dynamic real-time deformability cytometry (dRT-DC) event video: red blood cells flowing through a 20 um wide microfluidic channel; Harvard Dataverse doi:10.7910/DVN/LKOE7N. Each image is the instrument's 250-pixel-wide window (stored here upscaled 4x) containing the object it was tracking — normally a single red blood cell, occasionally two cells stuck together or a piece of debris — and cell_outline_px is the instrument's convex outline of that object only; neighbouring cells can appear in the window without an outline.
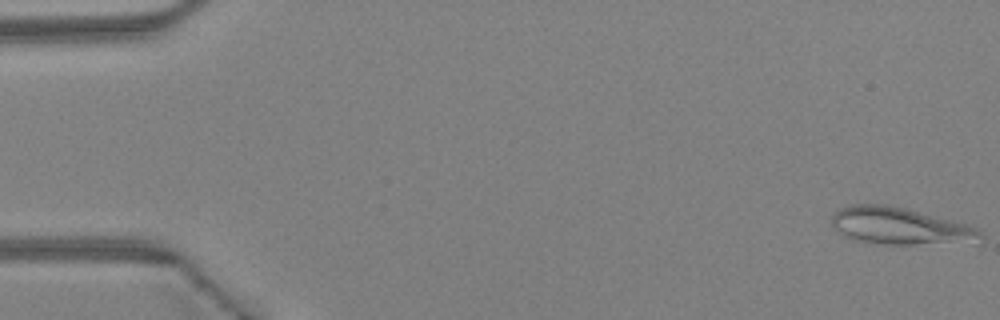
{"species": "Egyptian fruit bat (a non-hibernating species)", "species_latin": "Rousettus aegyptiacus", "temperature_condition": "warm", "stored_images_in_passage": 45, "camera_frame_rate_fps": 3000, "um_per_image_px": 0.085, "animal": {"sex": "female"}, "frame": {"image": 1, "passage_image": 1, "time_ms": 0.0, "image_size_px": [1000, 320], "cell_outline_px": [[984, 244], [884, 244], [856, 240], [844, 236], [832, 224], [832, 212], [848, 204], [884, 204], [908, 208], [964, 224], [976, 228], [984, 236]], "centroid_in_image_um": [76.57, 19.23], "position_along_channel_um": 8.4, "area_um2": 32.6}}
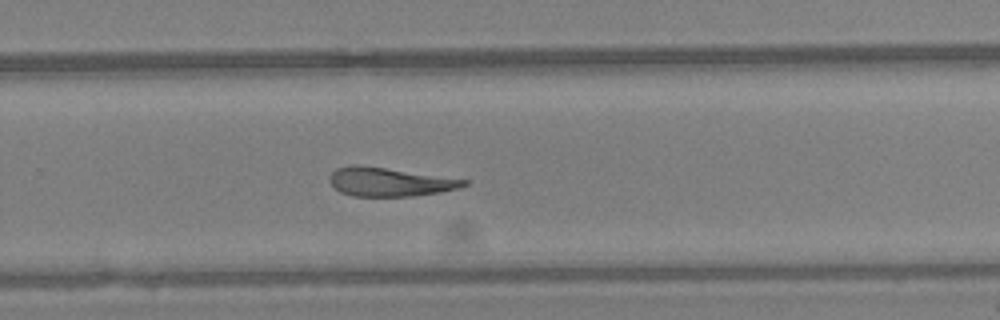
{"frame": {"image": 2, "passage_image": 30, "time_ms": 9.667, "image_size_px": [1000, 320], "cell_outline_px": [[468, 184], [460, 188], [440, 192], [412, 196], [352, 196], [340, 192], [328, 180], [328, 176], [336, 168], [352, 164], [356, 164], [468, 180]], "centroid_in_image_um": [33.07, 15.46], "position_along_channel_um": 296.7, "area_um2": 22.31}}
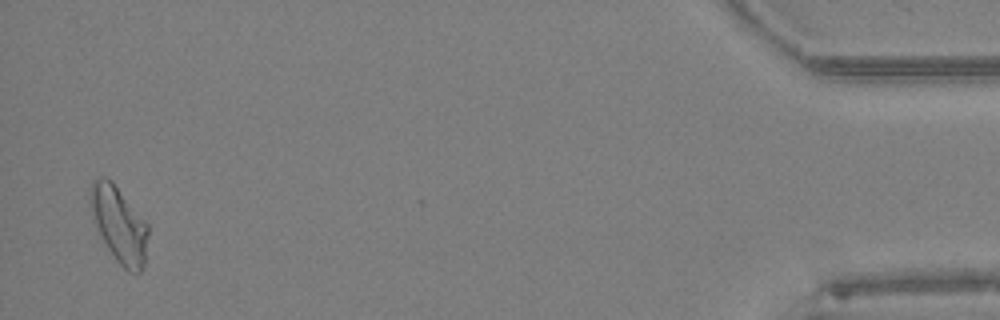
{"frame": {"image": 3, "passage_image": 44, "time_ms": 14.333, "image_size_px": [1000, 320], "cell_outline_px": [[148, 236], [144, 264], [140, 272], [128, 272], [116, 260], [108, 248], [96, 224], [88, 200], [88, 196], [92, 180], [100, 176], [104, 176], [112, 180], [148, 224]], "centroid_in_image_um": [10.12, 19.03], "position_along_channel_um": 425.1, "area_um2": 25.37}, "authors_computed_cell_mechanics": {"area_um2": 24.2182, "velocity_mm_per_s": 4.5454, "shape_relaxation_time_tau1_ms": null, "shape_relaxation_time_tau2_ms": 5.3551, "deformation_change_tau1": null, "deformation_change_tau2": 0.1919}}